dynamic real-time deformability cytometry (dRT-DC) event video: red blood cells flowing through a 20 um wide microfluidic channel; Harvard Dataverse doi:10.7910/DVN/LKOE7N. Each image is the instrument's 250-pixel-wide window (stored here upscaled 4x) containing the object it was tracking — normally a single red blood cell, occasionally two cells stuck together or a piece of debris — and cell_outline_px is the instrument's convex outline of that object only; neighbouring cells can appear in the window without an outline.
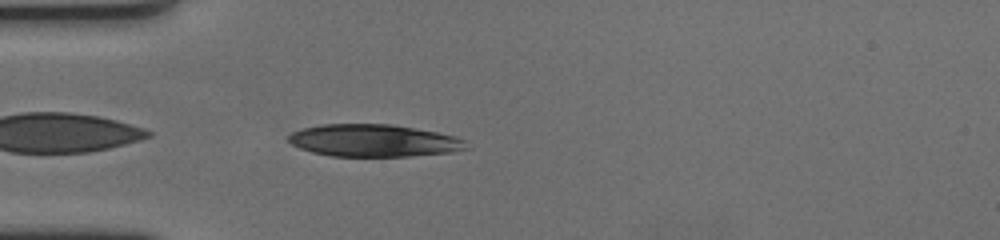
{"species": "human", "species_latin": "Homo sapiens", "temperature_condition": "cold", "stored_images_in_passage": 45, "camera_frame_rate_fps": 3000, "um_per_image_px": 0.085, "donor": {"sex": "female"}, "frame": {"image": 1, "passage_image": 2, "time_ms": 0.333, "image_size_px": [1000, 240], "cell_outline_px": [[468, 148], [452, 152], [408, 156], [332, 156], [312, 152], [300, 148], [292, 144], [288, 140], [288, 136], [292, 132], [304, 128], [320, 124], [392, 124], [436, 132], [456, 136], [464, 140]], "centroid_in_image_um": [31.76, 11.94], "position_along_channel_um": 53.2, "area_um2": 33.35}}
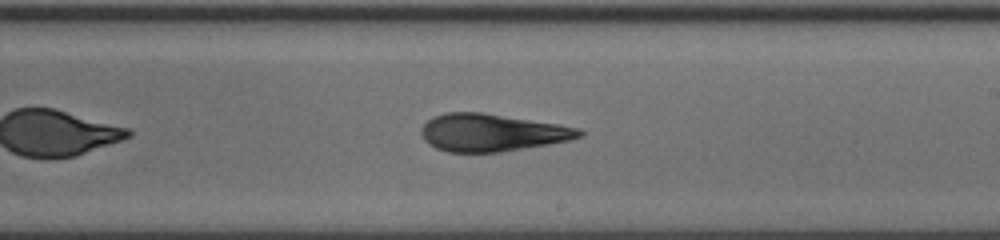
{"frame": {"image": 2, "passage_image": 20, "time_ms": 6.333, "image_size_px": [1000, 240], "cell_outline_px": [[584, 136], [568, 140], [548, 144], [500, 152], [448, 152], [436, 148], [428, 144], [424, 140], [420, 132], [420, 128], [432, 116], [444, 112], [484, 112], [560, 124], [580, 128], [584, 132]], "centroid_in_image_um": [41.79, 11.26], "position_along_channel_um": 247.2, "area_um2": 34.8}}
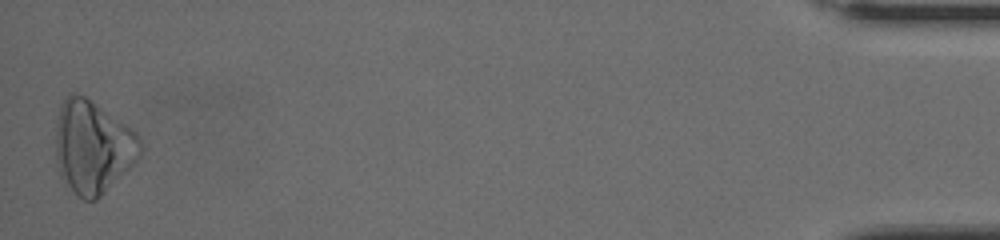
{"frame": {"image": 3, "passage_image": 44, "time_ms": 14.333, "image_size_px": [1000, 240], "cell_outline_px": [[144, 152], [96, 200], [84, 200], [64, 184], [60, 176], [56, 164], [56, 124], [60, 104], [68, 92], [72, 92], [84, 96], [132, 128], [136, 132], [140, 140]], "centroid_in_image_um": [7.85, 12.47], "position_along_channel_um": 427.3, "area_um2": 45.72}, "authors_computed_cell_mechanics": {"area_um2": 35.1424, "velocity_mm_per_s": 3.402, "shape_relaxation_time_tau1_ms": 5.4583, "shape_relaxation_time_tau2_ms": 2.8522, "deformation_change_tau1": 0.1649, "deformation_change_tau2": 0.1142}}